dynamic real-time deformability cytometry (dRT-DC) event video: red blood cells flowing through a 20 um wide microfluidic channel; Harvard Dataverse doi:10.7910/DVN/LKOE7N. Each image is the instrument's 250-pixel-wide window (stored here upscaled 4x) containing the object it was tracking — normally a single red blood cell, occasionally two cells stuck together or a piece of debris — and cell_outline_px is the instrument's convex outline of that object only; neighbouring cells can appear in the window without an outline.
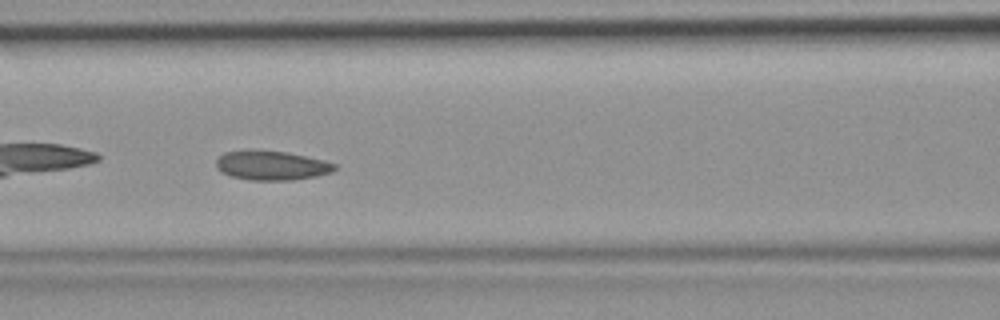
{"species": "common noctule bat (a hibernating species)", "species_latin": "Nyctalus noctula", "temperature_condition": "room temperature", "stored_images_in_passage": 33, "camera_frame_rate_fps": 3000, "um_per_image_px": 0.085, "animal": {"sex": "female", "body_mass_g": 19.9}, "frame": {"image": 1, "passage_image": 6, "time_ms": 1.667, "image_size_px": [1000, 320], "cell_outline_px": [[336, 168], [332, 172], [316, 176], [292, 180], [252, 180], [232, 176], [220, 172], [216, 168], [216, 160], [224, 152], [248, 148], [252, 148], [288, 152], [324, 160], [336, 164]], "centroid_in_image_um": [23.05, 14.03], "position_along_channel_um": 143.6, "area_um2": 20.69}}
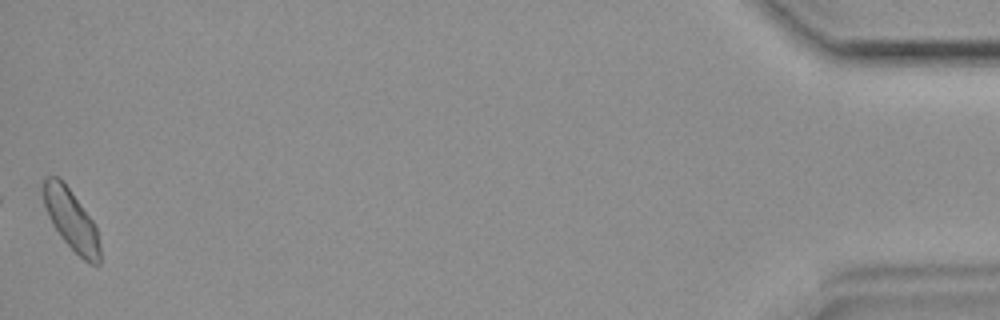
{"frame": {"image": 2, "passage_image": 33, "time_ms": 10.667, "image_size_px": [1000, 320], "cell_outline_px": [[100, 264], [88, 264], [60, 236], [52, 224], [44, 204], [40, 188], [44, 180], [48, 176], [60, 176], [92, 220], [96, 228], [100, 244]], "centroid_in_image_um": [6.03, 18.65], "position_along_channel_um": 429.2, "area_um2": 20.0}}